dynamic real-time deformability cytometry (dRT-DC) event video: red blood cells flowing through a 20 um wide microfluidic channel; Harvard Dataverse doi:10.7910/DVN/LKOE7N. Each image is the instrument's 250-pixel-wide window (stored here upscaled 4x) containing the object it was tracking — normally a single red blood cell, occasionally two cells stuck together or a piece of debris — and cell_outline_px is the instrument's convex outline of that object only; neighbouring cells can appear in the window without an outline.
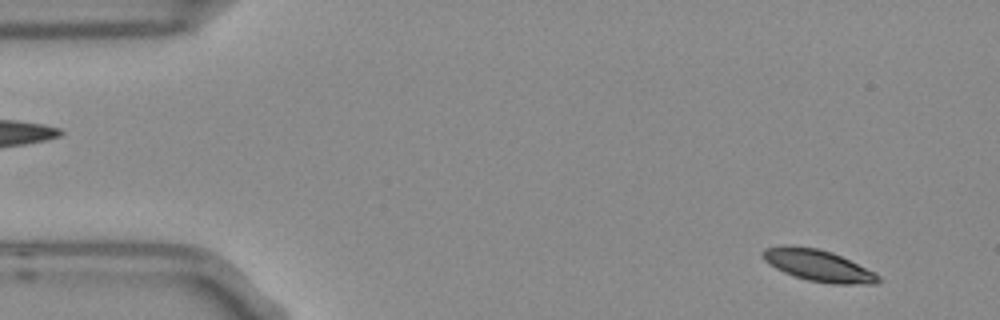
{"species": "Egyptian fruit bat (a non-hibernating species)", "species_latin": "Rousettus aegyptiacus", "temperature_condition": "room temperature", "stored_images_in_passage": 5, "camera_frame_rate_fps": 3000, "um_per_image_px": 0.085, "frame": {"image": 1, "passage_image": 1, "time_ms": 0.0, "image_size_px": [1000, 320], "cell_outline_px": [[884, 280], [876, 284], [832, 284], [808, 280], [784, 272], [768, 264], [760, 256], [760, 252], [764, 248], [816, 248], [832, 252], [876, 272]], "centroid_in_image_um": [69.64, 22.62], "position_along_channel_um": 15.4, "area_um2": 20.81}}
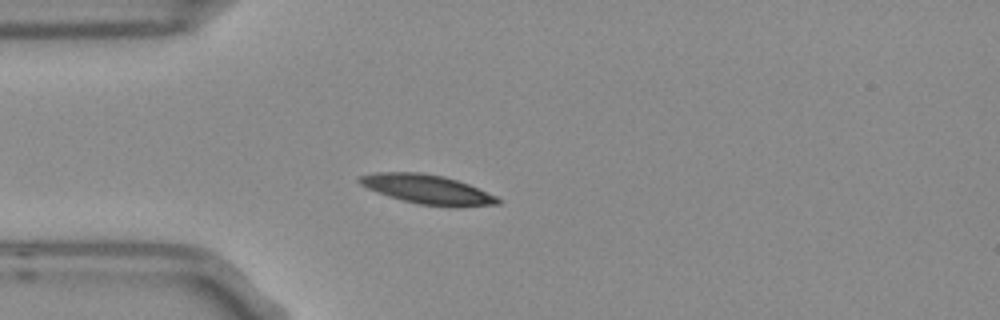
{"frame": {"image": 2, "passage_image": 3, "time_ms": 0.667, "image_size_px": [1000, 320], "cell_outline_px": [[504, 200], [500, 204], [464, 208], [448, 208], [416, 204], [388, 196], [376, 192], [360, 184], [356, 180], [360, 176], [376, 172], [420, 172], [444, 176], [468, 184], [496, 196]], "centroid_in_image_um": [36.38, 16.13], "position_along_channel_um": 48.6, "area_um2": 24.16}}
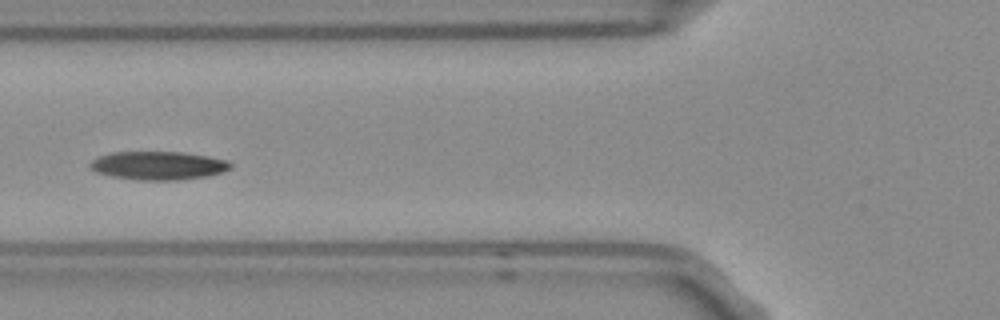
{"frame": {"image": 3, "passage_image": 5, "time_ms": 1.333, "image_size_px": [1000, 320], "cell_outline_px": [[232, 168], [220, 172], [204, 176], [176, 180], [136, 180], [112, 176], [96, 172], [88, 168], [88, 164], [92, 160], [100, 156], [112, 152], [180, 152], [204, 156], [224, 160], [232, 164]], "centroid_in_image_um": [13.37, 14.07], "position_along_channel_um": 112.4, "area_um2": 22.95}}